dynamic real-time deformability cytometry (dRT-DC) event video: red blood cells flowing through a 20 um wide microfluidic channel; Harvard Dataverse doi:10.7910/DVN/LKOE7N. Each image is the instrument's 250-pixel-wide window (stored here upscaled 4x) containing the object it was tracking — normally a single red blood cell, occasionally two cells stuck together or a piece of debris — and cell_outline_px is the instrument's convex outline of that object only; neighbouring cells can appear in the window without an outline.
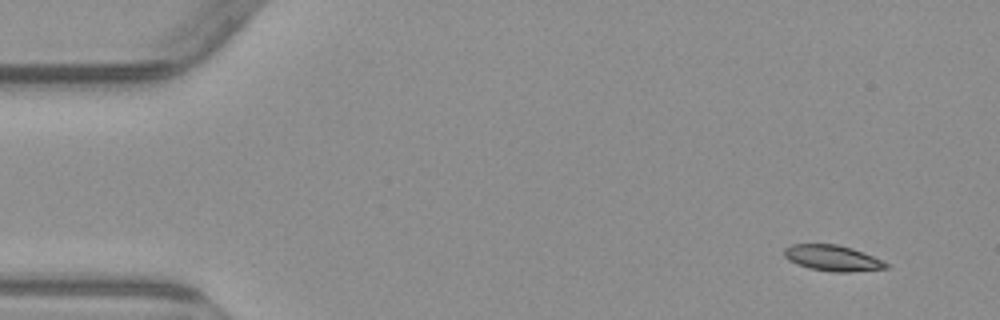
{"species": "common noctule bat (a hibernating species)", "species_latin": "Nyctalus noctula", "temperature_condition": "warm", "stored_images_in_passage": 6, "camera_frame_rate_fps": 3000, "um_per_image_px": 0.085, "animal": {"sex": "male", "body_mass_g": 23.1, "forearm_length_mm": 52.7}, "frame": {"image": 1, "passage_image": 1, "time_ms": 0.0, "image_size_px": [1000, 320], "cell_outline_px": [[892, 264], [888, 268], [848, 272], [832, 272], [808, 268], [788, 260], [784, 256], [784, 248], [792, 244], [836, 244], [852, 248], [884, 260]], "centroid_in_image_um": [70.8, 21.94], "position_along_channel_um": 14.2, "area_um2": 15.49}}
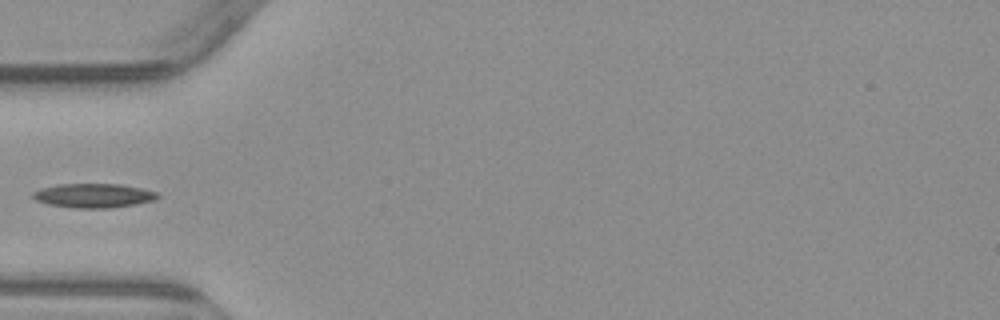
{"frame": {"image": 2, "passage_image": 5, "time_ms": 4.667, "image_size_px": [1000, 320], "cell_outline_px": [[160, 196], [156, 200], [136, 204], [108, 208], [72, 208], [48, 204], [36, 200], [32, 196], [32, 192], [40, 188], [60, 184], [120, 184], [140, 188], [156, 192]], "centroid_in_image_um": [7.94, 16.63], "position_along_channel_um": 77.1, "area_um2": 17.57}}
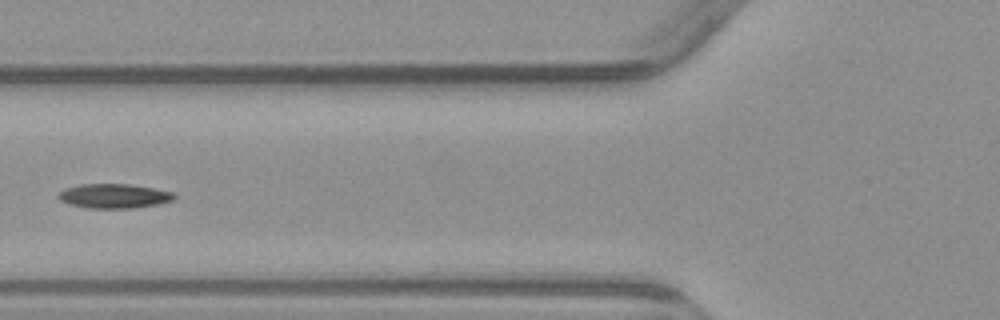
{"frame": {"image": 3, "passage_image": 6, "time_ms": 5.667, "image_size_px": [1000, 320], "cell_outline_px": [[176, 196], [172, 200], [160, 204], [136, 208], [88, 208], [68, 204], [60, 200], [56, 196], [64, 188], [80, 184], [132, 184], [172, 192]], "centroid_in_image_um": [9.67, 16.66], "position_along_channel_um": 116.1, "area_um2": 16.59}}